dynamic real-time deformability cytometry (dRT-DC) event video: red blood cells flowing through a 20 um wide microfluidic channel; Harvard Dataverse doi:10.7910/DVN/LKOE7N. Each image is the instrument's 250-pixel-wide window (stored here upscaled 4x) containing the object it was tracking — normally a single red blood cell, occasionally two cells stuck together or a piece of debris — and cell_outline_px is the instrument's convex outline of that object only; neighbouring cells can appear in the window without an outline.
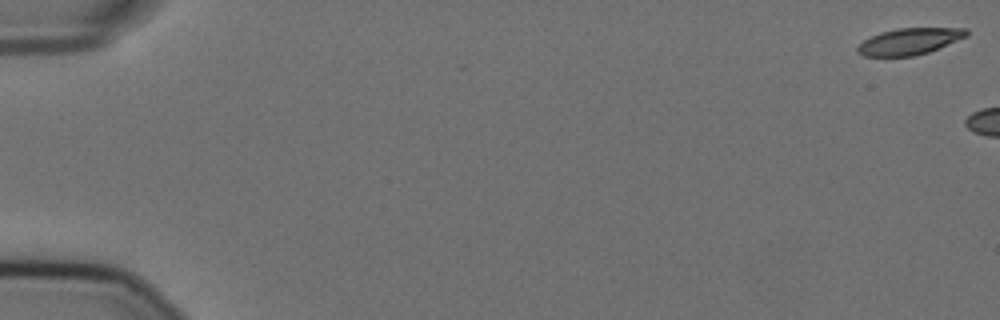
{"species": "Egyptian fruit bat (a non-hibernating species)", "species_latin": "Rousettus aegyptiacus", "temperature_condition": "cold", "stored_images_in_passage": 5, "camera_frame_rate_fps": 3000, "um_per_image_px": 0.085, "animal": {"sex": "female"}, "frame": {"image": 1, "passage_image": 1, "time_ms": 0.0, "image_size_px": [1000, 320], "cell_outline_px": [[968, 36], [928, 52], [912, 56], [864, 56], [856, 52], [856, 48], [864, 40], [880, 32], [896, 28], [968, 28]], "centroid_in_image_um": [77.3, 3.51], "position_along_channel_um": 7.7, "area_um2": 16.76}}